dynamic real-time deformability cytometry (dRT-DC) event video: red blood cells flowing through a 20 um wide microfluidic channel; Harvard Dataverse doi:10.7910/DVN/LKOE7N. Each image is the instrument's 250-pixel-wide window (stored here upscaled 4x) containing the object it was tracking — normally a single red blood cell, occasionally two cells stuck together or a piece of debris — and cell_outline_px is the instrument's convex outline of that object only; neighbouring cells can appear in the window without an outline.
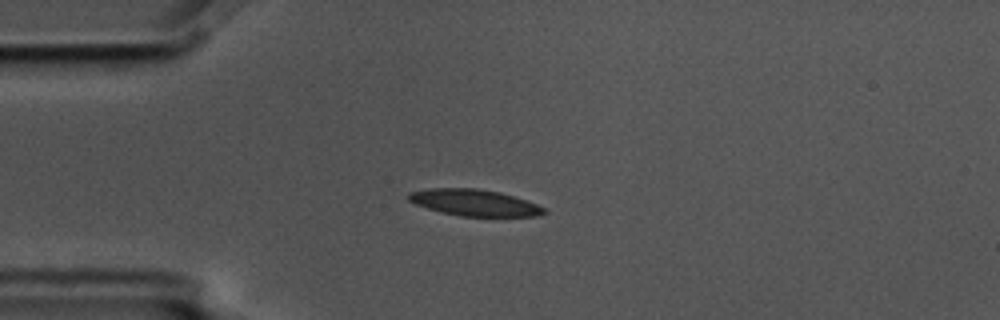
{"species": "common noctule bat (a hibernating species)", "species_latin": "Nyctalus noctula", "temperature_condition": "cold", "stored_images_in_passage": 5, "camera_frame_rate_fps": 3000, "um_per_image_px": 0.085, "animal": {"sex": "male", "body_mass_g": 17.5, "forearm_length_mm": 52.3}, "frame": {"image": 1, "passage_image": 3, "time_ms": 0.667, "image_size_px": [1000, 320], "cell_outline_px": [[548, 212], [540, 216], [460, 216], [440, 212], [416, 204], [408, 200], [408, 192], [432, 188], [476, 188], [500, 192], [536, 204], [544, 208]], "centroid_in_image_um": [40.31, 17.23], "position_along_channel_um": 44.7, "area_um2": 20.75}}